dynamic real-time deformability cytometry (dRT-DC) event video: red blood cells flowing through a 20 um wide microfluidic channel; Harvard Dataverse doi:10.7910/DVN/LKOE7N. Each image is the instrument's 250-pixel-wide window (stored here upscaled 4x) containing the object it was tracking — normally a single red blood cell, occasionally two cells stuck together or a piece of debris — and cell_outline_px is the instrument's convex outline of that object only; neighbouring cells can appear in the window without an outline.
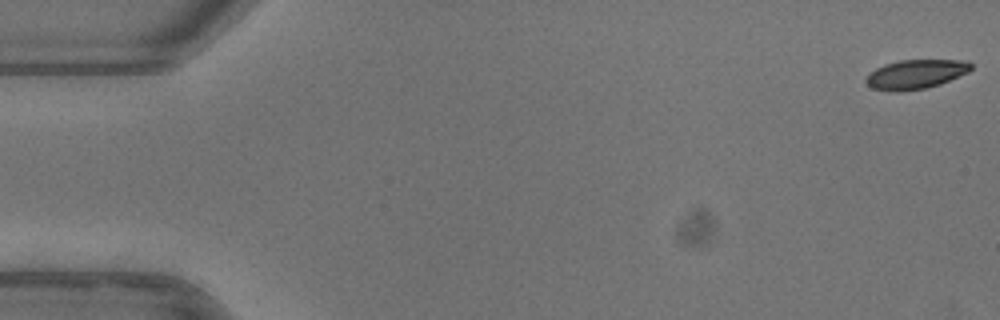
{"species": "common noctule bat (a hibernating species)", "species_latin": "Nyctalus noctula", "temperature_condition": "warm", "stored_images_in_passage": 17, "camera_frame_rate_fps": 3000, "um_per_image_px": 0.085, "animal": {"sex": "female"}, "frame": {"image": 1, "passage_image": 1, "time_ms": 0.0, "image_size_px": [1000, 320], "cell_outline_px": [[972, 68], [968, 72], [940, 84], [924, 88], [900, 92], [888, 92], [872, 88], [864, 80], [876, 68], [884, 64], [900, 60], [968, 60], [972, 64]], "centroid_in_image_um": [77.83, 6.31], "position_along_channel_um": 7.2, "area_um2": 17.92}}
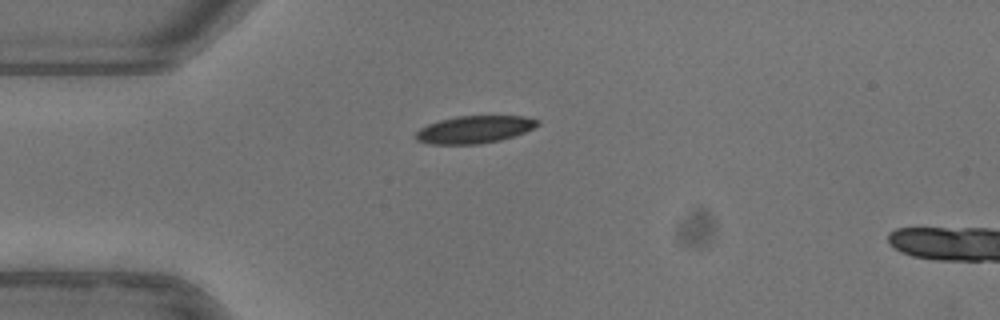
{"frame": {"image": 2, "passage_image": 14, "time_ms": 4.333, "image_size_px": [1000, 320], "cell_outline_px": [[540, 124], [524, 132], [500, 140], [476, 144], [432, 144], [416, 140], [412, 136], [420, 128], [428, 124], [440, 120], [456, 116], [524, 116], [540, 120]], "centroid_in_image_um": [40.29, 11.0], "position_along_channel_um": 44.7, "area_um2": 19.42}}